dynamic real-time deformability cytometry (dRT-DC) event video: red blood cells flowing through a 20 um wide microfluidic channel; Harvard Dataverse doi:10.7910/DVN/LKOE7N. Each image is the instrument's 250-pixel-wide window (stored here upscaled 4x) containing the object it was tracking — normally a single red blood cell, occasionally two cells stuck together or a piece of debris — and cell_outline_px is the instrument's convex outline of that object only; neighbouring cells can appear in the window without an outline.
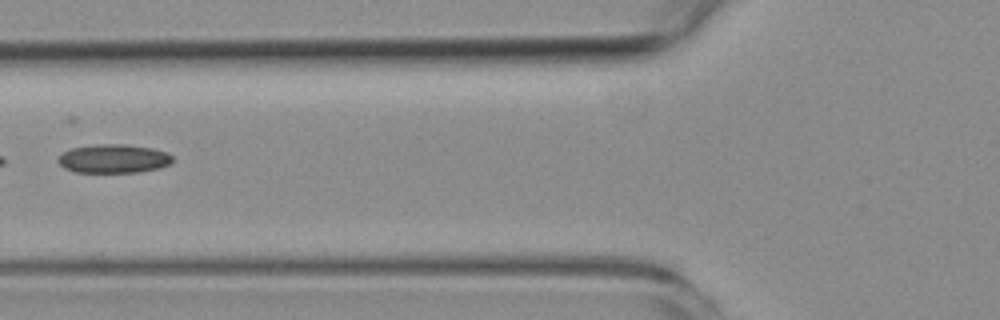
{"species": "common noctule bat (a hibernating species)", "species_latin": "Nyctalus noctula", "temperature_condition": "room temperature", "stored_images_in_passage": 7, "camera_frame_rate_fps": 3000, "um_per_image_px": 0.085, "animal": {"sex": "female", "body_mass_g": 19.3, "forearm_length_mm": 54.1}, "frame": {"image": 1, "passage_image": 6, "time_ms": 6.667, "image_size_px": [1000, 320], "cell_outline_px": [[172, 160], [168, 164], [160, 168], [136, 172], [76, 172], [64, 168], [56, 160], [64, 152], [72, 148], [96, 144], [124, 144], [152, 148], [168, 152], [172, 156]], "centroid_in_image_um": [9.65, 13.48], "position_along_channel_um": 116.1, "area_um2": 19.07}}
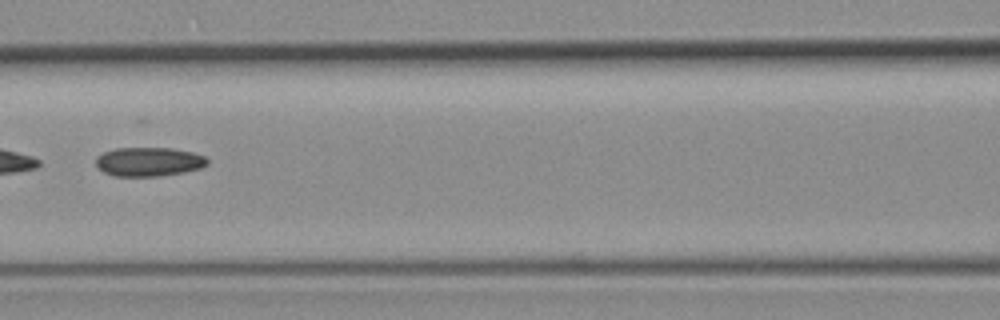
{"frame": {"image": 2, "passage_image": 7, "time_ms": 7.667, "image_size_px": [1000, 320], "cell_outline_px": [[208, 164], [200, 168], [184, 172], [160, 176], [112, 176], [104, 172], [96, 164], [96, 156], [104, 152], [116, 148], [172, 148], [192, 152], [204, 156], [208, 160]], "centroid_in_image_um": [12.64, 13.75], "position_along_channel_um": 154.0, "area_um2": 18.84}}